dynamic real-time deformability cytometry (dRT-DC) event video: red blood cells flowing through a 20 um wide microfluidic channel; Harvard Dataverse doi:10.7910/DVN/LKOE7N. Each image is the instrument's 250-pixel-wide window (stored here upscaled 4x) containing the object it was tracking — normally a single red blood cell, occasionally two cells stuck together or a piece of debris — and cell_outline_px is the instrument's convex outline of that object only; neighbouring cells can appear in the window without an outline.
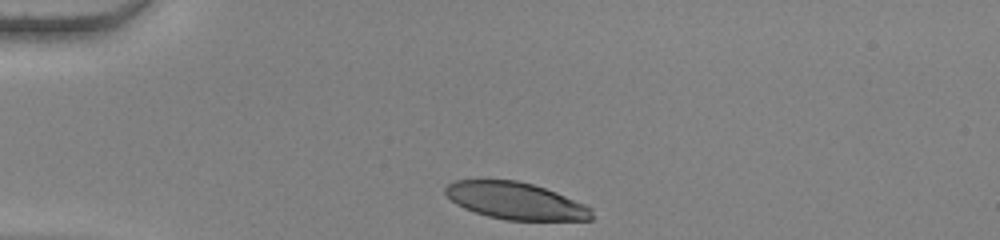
{"species": "human", "species_latin": "Homo sapiens", "temperature_condition": "warm", "stored_images_in_passage": 33, "camera_frame_rate_fps": 3000, "um_per_image_px": 0.085, "donor": {"sex": "female"}, "frame": {"image": 1, "passage_image": 1, "time_ms": 0.0, "image_size_px": [1000, 240], "cell_outline_px": [[592, 220], [504, 220], [488, 216], [464, 208], [456, 204], [444, 192], [444, 188], [448, 184], [456, 180], [516, 180], [532, 184], [556, 192], [584, 204], [592, 208]], "centroid_in_image_um": [43.82, 17.07], "position_along_channel_um": 41.2, "area_um2": 31.39}}
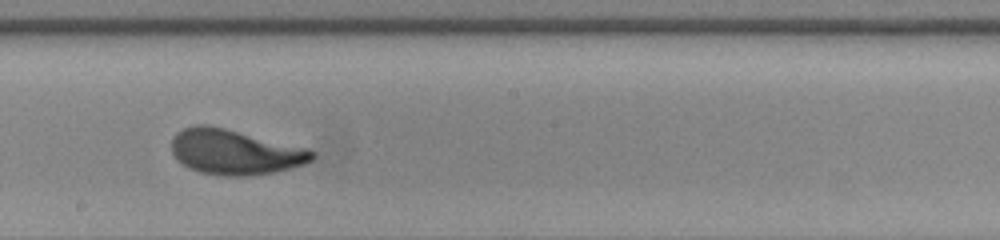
{"frame": {"image": 2, "passage_image": 19, "time_ms": 6.0, "image_size_px": [1000, 240], "cell_outline_px": [[316, 156], [312, 160], [304, 164], [276, 172], [244, 176], [224, 176], [200, 172], [188, 168], [176, 160], [172, 152], [172, 136], [176, 132], [184, 128], [196, 124], [208, 124], [308, 148], [316, 152]], "centroid_in_image_um": [19.95, 12.92], "position_along_channel_um": 228.3, "area_um2": 37.22}}
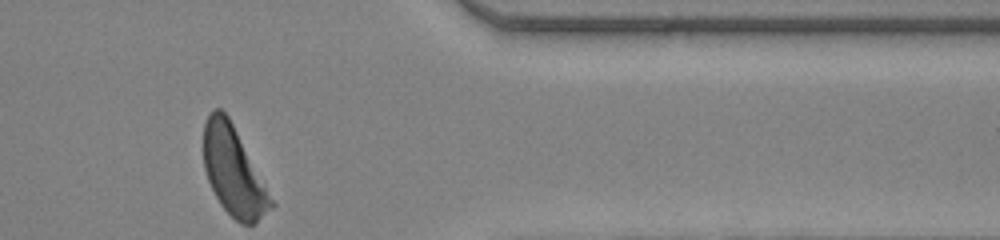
{"frame": {"image": 3, "passage_image": 33, "time_ms": 10.667, "image_size_px": [1000, 240], "cell_outline_px": [[276, 204], [256, 224], [240, 224], [220, 204], [208, 180], [204, 168], [204, 124], [212, 108], [220, 108], [228, 116]], "centroid_in_image_um": [19.86, 14.58], "position_along_channel_um": 391.5, "area_um2": 34.51}, "authors_computed_cell_mechanics": {"area_um2": 36.2984, "velocity_mm_per_s": 3.8136, "shape_relaxation_time_tau1_ms": 3.0998, "shape_relaxation_time_tau2_ms": null, "deformation_change_tau1": 0.1676, "deformation_change_tau2": null}}